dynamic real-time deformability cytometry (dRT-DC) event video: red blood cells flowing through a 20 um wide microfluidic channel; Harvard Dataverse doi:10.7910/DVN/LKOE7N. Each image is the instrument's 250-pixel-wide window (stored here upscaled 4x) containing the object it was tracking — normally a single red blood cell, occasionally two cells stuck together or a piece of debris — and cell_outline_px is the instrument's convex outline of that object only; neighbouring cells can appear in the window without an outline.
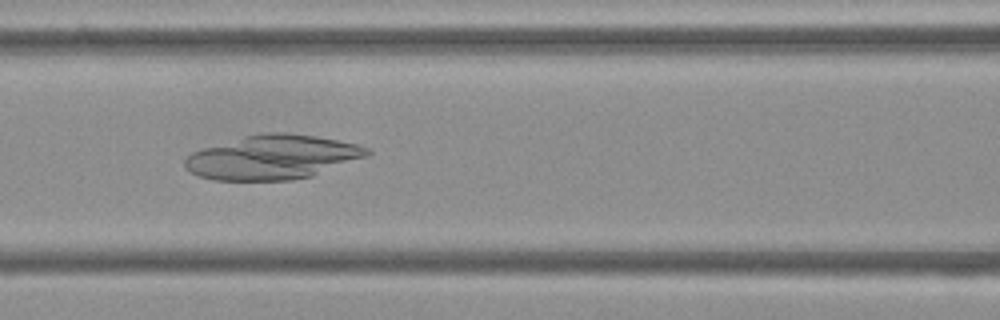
{"species": "Egyptian fruit bat (a non-hibernating species)", "species_latin": "Rousettus aegyptiacus", "temperature_condition": "cold", "stored_images_in_passage": 54, "camera_frame_rate_fps": 3000, "um_per_image_px": 0.085, "frame": {"image": 1, "passage_image": 23, "time_ms": 7.333, "image_size_px": [1000, 320], "cell_outline_px": [[372, 152], [368, 156], [312, 176], [292, 180], [212, 180], [200, 176], [184, 168], [184, 160], [192, 152], [204, 148], [244, 136], [264, 132], [284, 132], [316, 136], [356, 144], [368, 148]], "centroid_in_image_um": [23.17, 13.36], "position_along_channel_um": 143.4, "area_um2": 46.76}}
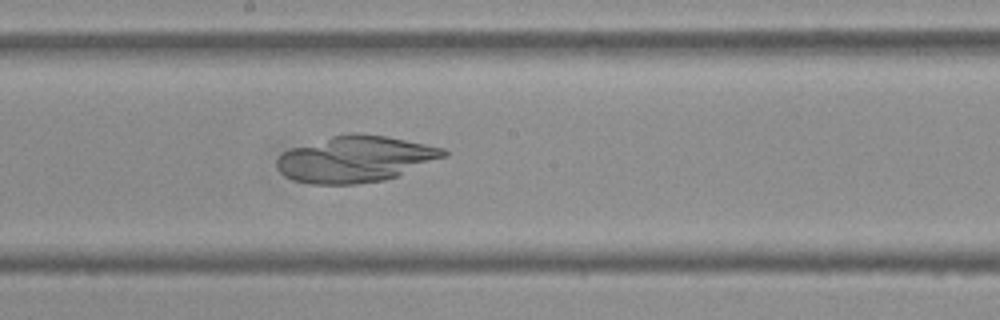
{"frame": {"image": 2, "passage_image": 29, "time_ms": 9.333, "image_size_px": [1000, 320], "cell_outline_px": [[448, 156], [396, 176], [384, 180], [356, 184], [312, 184], [292, 180], [284, 176], [276, 168], [276, 160], [284, 152], [292, 148], [332, 136], [384, 136], [444, 148], [448, 152]], "centroid_in_image_um": [30.19, 13.57], "position_along_channel_um": 218.0, "area_um2": 43.93}}
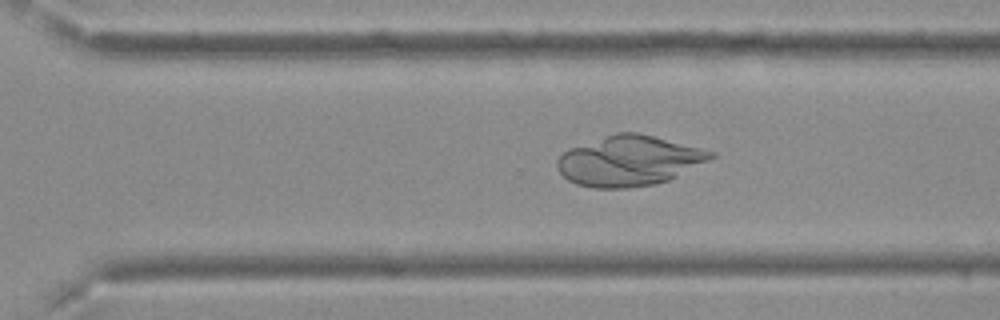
{"frame": {"image": 3, "passage_image": 37, "time_ms": 12.0, "image_size_px": [1000, 320], "cell_outline_px": [[716, 156], [668, 180], [652, 184], [628, 188], [592, 188], [576, 184], [568, 180], [556, 168], [556, 160], [568, 148], [616, 132], [636, 132], [716, 152]], "centroid_in_image_um": [53.42, 13.67], "position_along_channel_um": 317.2, "area_um2": 44.51}}